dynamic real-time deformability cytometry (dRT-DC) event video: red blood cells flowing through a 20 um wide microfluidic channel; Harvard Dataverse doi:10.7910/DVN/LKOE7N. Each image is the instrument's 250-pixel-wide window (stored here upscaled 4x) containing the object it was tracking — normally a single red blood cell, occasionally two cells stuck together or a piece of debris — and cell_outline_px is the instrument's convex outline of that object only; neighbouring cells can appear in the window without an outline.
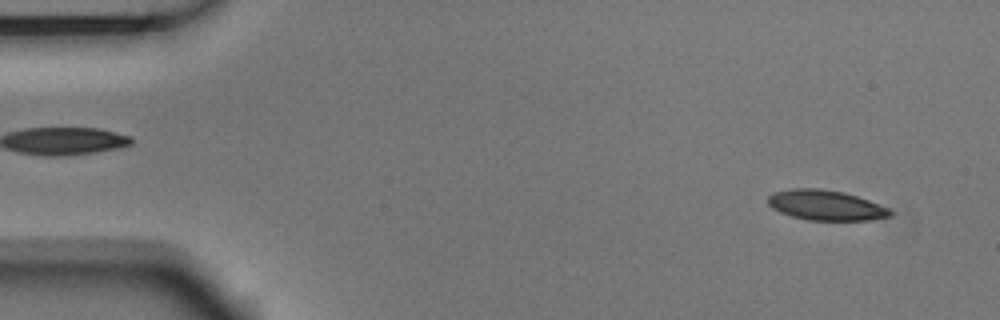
{"species": "Egyptian fruit bat (a non-hibernating species)", "species_latin": "Rousettus aegyptiacus", "temperature_condition": "room temperature", "stored_images_in_passage": 5, "segment_of_instrument_passage": [2, 2], "camera_frame_rate_fps": 3000, "um_per_image_px": 0.085, "animal": {"sex": "male"}, "frame": {"image": 1, "passage_image": 5, "time_ms": 1.333, "image_size_px": [1000, 320], "cell_outline_px": [[892, 216], [868, 220], [808, 220], [792, 216], [780, 212], [772, 208], [768, 204], [768, 196], [772, 192], [792, 188], [820, 188], [844, 192], [868, 200], [888, 208], [892, 212]], "centroid_in_image_um": [70.16, 17.43], "position_along_channel_um": 14.8, "area_um2": 21.44}}